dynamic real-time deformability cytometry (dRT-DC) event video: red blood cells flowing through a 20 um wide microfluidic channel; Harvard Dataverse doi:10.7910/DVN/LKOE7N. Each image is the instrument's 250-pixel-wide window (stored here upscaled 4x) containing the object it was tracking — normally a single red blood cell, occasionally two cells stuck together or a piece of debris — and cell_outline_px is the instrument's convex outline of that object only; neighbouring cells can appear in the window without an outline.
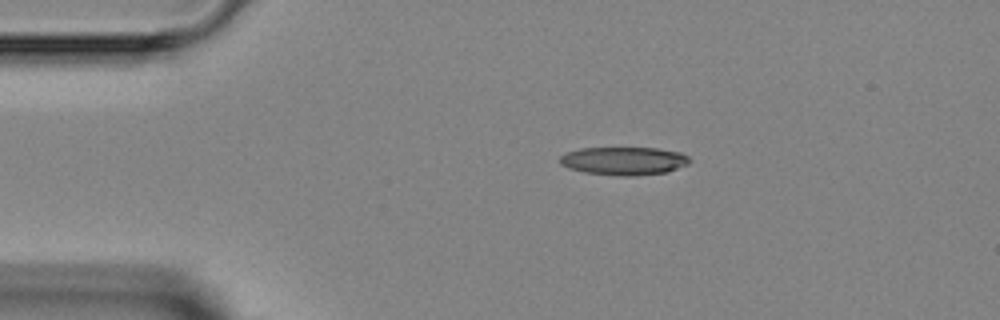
{"species": "Egyptian fruit bat (a non-hibernating species)", "species_latin": "Rousettus aegyptiacus", "temperature_condition": "room temperature", "stored_images_in_passage": 2, "camera_frame_rate_fps": 3000, "um_per_image_px": 0.085, "animal": {"sex": "female"}, "frame": {"image": 1, "passage_image": 1, "time_ms": 0.0, "image_size_px": [1000, 320], "cell_outline_px": [[692, 160], [688, 164], [668, 172], [632, 176], [620, 176], [584, 172], [568, 168], [560, 164], [560, 156], [568, 152], [580, 148], [656, 148], [680, 152], [688, 156]], "centroid_in_image_um": [53.05, 13.68], "position_along_channel_um": 32.0, "area_um2": 21.33}}